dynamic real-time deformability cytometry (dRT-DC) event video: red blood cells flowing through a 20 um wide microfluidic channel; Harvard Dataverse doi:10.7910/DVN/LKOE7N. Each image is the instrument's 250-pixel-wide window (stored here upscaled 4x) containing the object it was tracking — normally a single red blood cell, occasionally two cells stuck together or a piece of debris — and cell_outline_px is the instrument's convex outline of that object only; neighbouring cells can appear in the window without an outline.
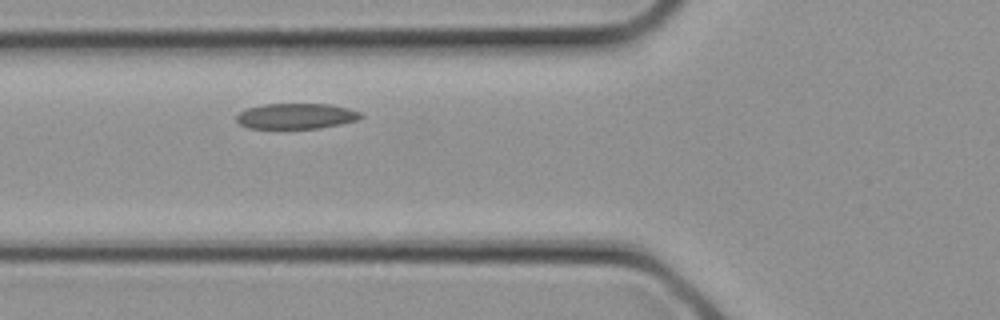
{"species": "common noctule bat (a hibernating species)", "species_latin": "Nyctalus noctula", "temperature_condition": "cold", "stored_images_in_passage": 24, "segment_of_instrument_passage": [1, 2], "camera_frame_rate_fps": 3000, "um_per_image_px": 0.085, "animal": {"sex": "female", "body_mass_g": 21.9}, "frame": {"image": 1, "passage_image": 5, "time_ms": 1.333, "image_size_px": [1000, 320], "cell_outline_px": [[364, 116], [360, 120], [320, 128], [248, 128], [240, 124], [236, 120], [236, 116], [240, 112], [248, 108], [264, 104], [332, 104], [348, 108], [360, 112]], "centroid_in_image_um": [25.21, 9.86], "position_along_channel_um": 100.6, "area_um2": 18.55}}
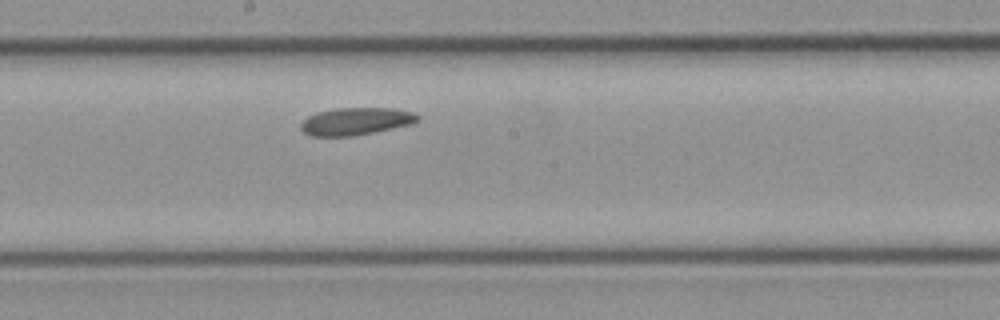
{"frame": {"image": 2, "passage_image": 10, "time_ms": 3.0, "image_size_px": [1000, 320], "cell_outline_px": [[420, 120], [412, 124], [352, 136], [312, 136], [304, 132], [300, 128], [300, 124], [308, 116], [316, 112], [336, 108], [392, 108], [412, 112], [420, 116]], "centroid_in_image_um": [30.24, 10.3], "position_along_channel_um": 218.0, "area_um2": 18.61}}
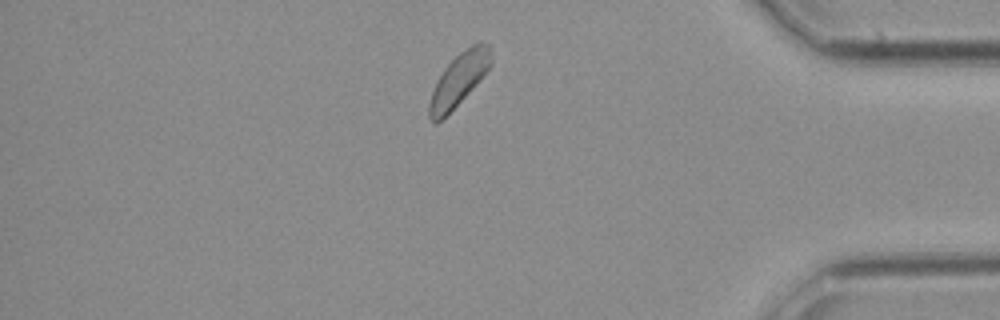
{"frame": {"image": 3, "passage_image": 19, "time_ms": 6.0, "image_size_px": [1000, 320], "cell_outline_px": [[492, 64], [472, 88], [436, 124], [432, 124], [428, 120], [428, 104], [436, 80], [444, 68], [460, 52], [472, 44], [480, 40], [488, 44], [492, 48]], "centroid_in_image_um": [38.99, 6.73], "position_along_channel_um": 396.2, "area_um2": 18.79}}